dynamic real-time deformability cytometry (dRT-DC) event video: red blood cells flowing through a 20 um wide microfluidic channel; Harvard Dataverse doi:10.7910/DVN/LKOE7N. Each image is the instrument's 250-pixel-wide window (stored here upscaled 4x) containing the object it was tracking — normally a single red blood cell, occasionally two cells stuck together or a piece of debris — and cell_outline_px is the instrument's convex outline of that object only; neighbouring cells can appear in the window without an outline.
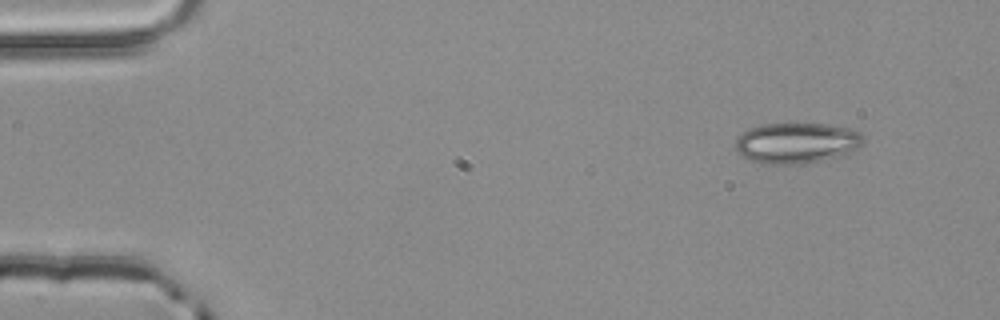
{"species": "common noctule bat (a hibernating species)", "species_latin": "Nyctalus noctula", "temperature_condition": "room temperature", "stored_images_in_passage": 5, "camera_frame_rate_fps": 3000, "um_per_image_px": 0.085, "animal": {"sex": "male", "body_mass_g": 20.4}, "frame": {"image": 1, "passage_image": 5, "time_ms": 1.333, "image_size_px": [1000, 320], "cell_outline_px": [[864, 140], [856, 148], [848, 152], [816, 160], [792, 164], [764, 164], [748, 160], [736, 152], [736, 140], [744, 132], [760, 124], [824, 124], [844, 128], [860, 132]], "centroid_in_image_um": [67.62, 12.14], "position_along_channel_um": 17.4, "area_um2": 29.42}}